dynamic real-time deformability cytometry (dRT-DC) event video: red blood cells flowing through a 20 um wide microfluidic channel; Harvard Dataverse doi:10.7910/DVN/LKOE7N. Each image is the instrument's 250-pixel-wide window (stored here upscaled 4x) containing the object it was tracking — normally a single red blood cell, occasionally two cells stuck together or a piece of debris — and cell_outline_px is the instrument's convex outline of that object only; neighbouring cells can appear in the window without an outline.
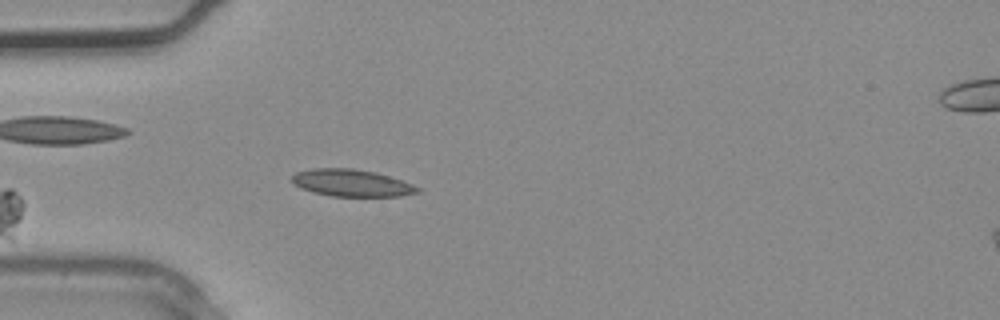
{"species": "common noctule bat (a hibernating species)", "species_latin": "Nyctalus noctula", "temperature_condition": "warm", "stored_images_in_passage": 4, "camera_frame_rate_fps": 3000, "um_per_image_px": 0.085, "animal": {"sex": "male", "body_mass_g": 20.4}, "frame": {"image": 1, "passage_image": 3, "time_ms": 0.667, "image_size_px": [1000, 320], "cell_outline_px": [[420, 192], [400, 196], [332, 196], [312, 192], [300, 188], [292, 180], [292, 176], [296, 172], [312, 168], [352, 168], [376, 172], [412, 184], [420, 188]], "centroid_in_image_um": [29.88, 15.55], "position_along_channel_um": 55.1, "area_um2": 19.71}}